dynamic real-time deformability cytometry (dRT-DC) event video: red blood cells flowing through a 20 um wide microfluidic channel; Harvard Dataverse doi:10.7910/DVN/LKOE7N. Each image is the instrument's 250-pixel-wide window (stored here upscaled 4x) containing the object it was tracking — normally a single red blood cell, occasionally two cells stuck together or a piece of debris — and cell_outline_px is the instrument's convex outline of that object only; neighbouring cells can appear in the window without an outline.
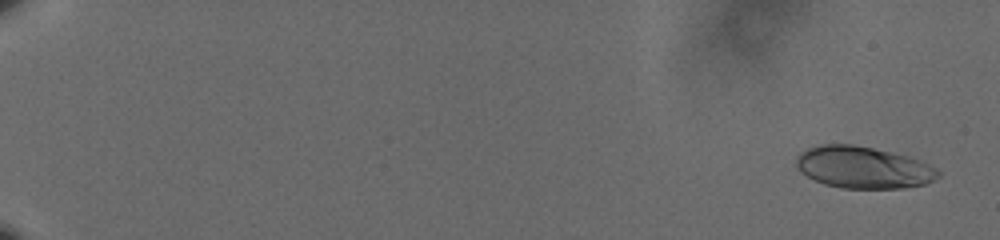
{"species": "human", "species_latin": "Homo sapiens", "temperature_condition": "cold", "stored_images_in_passage": 61, "camera_frame_rate_fps": 3000, "um_per_image_px": 0.085, "donor": {"sex": "male"}, "frame": {"image": 1, "passage_image": 3, "time_ms": 0.667, "image_size_px": [1000, 240], "cell_outline_px": [[940, 176], [924, 184], [904, 188], [840, 188], [824, 184], [808, 176], [796, 164], [796, 156], [800, 152], [808, 148], [820, 144], [852, 144], [872, 148], [908, 156], [920, 160], [936, 168], [940, 172]], "centroid_in_image_um": [73.38, 14.23], "position_along_channel_um": 11.6, "area_um2": 34.39}}
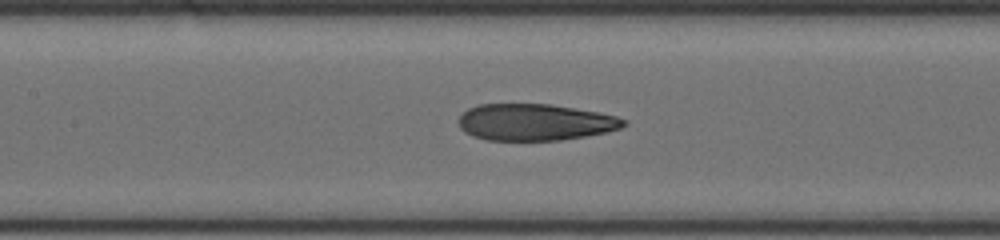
{"frame": {"image": 2, "passage_image": 33, "time_ms": 10.667, "image_size_px": [1000, 240], "cell_outline_px": [[628, 124], [620, 128], [608, 132], [560, 140], [488, 140], [472, 136], [464, 132], [460, 128], [456, 120], [468, 108], [480, 104], [552, 104], [600, 112], [616, 116], [628, 120]], "centroid_in_image_um": [45.48, 10.38], "position_along_channel_um": 161.9, "area_um2": 35.55}}
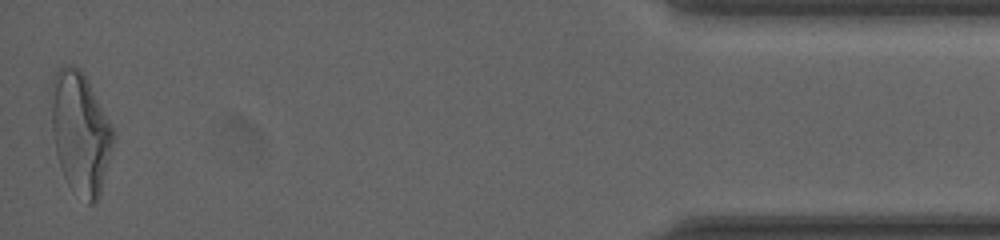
{"frame": {"image": 3, "passage_image": 61, "time_ms": 20.0, "image_size_px": [1000, 240], "cell_outline_px": [[116, 136], [100, 196], [96, 204], [88, 204], [72, 192], [60, 168], [56, 152], [52, 132], [52, 76], [64, 64], [72, 64], [80, 68], [84, 72], [112, 124], [116, 132]], "centroid_in_image_um": [6.86, 11.31], "position_along_channel_um": 428.3, "area_um2": 44.85}, "authors_computed_cell_mechanics": {"area_um2": 35.9516, "velocity_mm_per_s": 3.5864, "shape_relaxation_time_tau1_ms": 6.695, "shape_relaxation_time_tau2_ms": 1.7212, "deformation_change_tau1": 0.2376, "deformation_change_tau2": 0.1043}}